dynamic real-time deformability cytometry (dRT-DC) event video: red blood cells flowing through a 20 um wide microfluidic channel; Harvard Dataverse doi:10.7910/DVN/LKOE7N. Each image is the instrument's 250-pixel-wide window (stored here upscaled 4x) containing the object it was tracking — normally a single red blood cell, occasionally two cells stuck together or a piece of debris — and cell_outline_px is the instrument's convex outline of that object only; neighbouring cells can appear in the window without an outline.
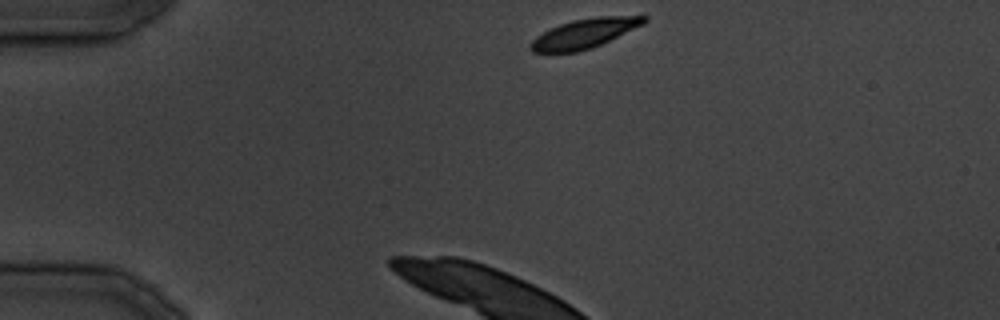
{"species": "common noctule bat (a hibernating species)", "species_latin": "Nyctalus noctula", "temperature_condition": "cold", "stored_images_in_passage": 29, "camera_frame_rate_fps": 3000, "um_per_image_px": 0.085, "animal": {"sex": "male", "body_mass_g": 19.5, "forearm_length_mm": 54.6}, "frame": {"image": 1, "passage_image": 1, "time_ms": 0.0, "image_size_px": [1000, 320], "cell_outline_px": [[648, 20], [644, 24], [592, 48], [576, 52], [532, 52], [528, 48], [528, 44], [536, 36], [560, 24], [572, 20], [596, 16], [648, 16]], "centroid_in_image_um": [49.66, 2.84], "position_along_channel_um": 35.3, "area_um2": 19.36}}